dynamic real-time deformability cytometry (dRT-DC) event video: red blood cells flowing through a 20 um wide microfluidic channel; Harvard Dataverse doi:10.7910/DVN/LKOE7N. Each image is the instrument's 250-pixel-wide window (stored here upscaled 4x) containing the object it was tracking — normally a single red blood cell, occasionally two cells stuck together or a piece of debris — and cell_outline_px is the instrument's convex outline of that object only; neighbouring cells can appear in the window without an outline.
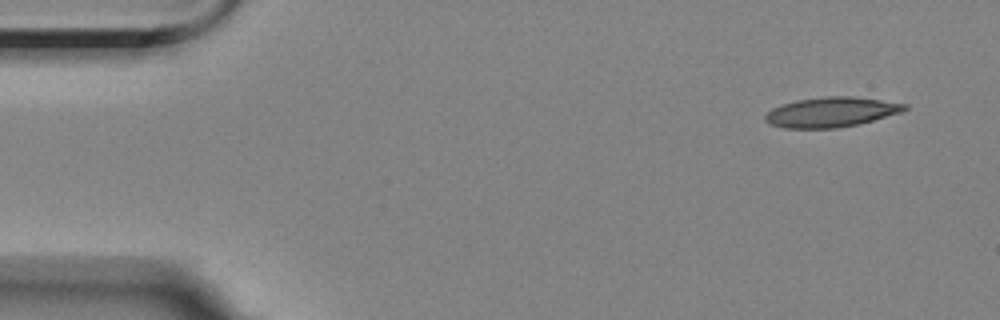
{"species": "Egyptian fruit bat (a non-hibernating species)", "species_latin": "Rousettus aegyptiacus", "temperature_condition": "room temperature", "stored_images_in_passage": 5, "camera_frame_rate_fps": 3000, "um_per_image_px": 0.085, "animal": {"sex": "female"}, "frame": {"image": 1, "passage_image": 1, "time_ms": 0.0, "image_size_px": [1000, 320], "cell_outline_px": [[908, 108], [900, 112], [860, 124], [836, 128], [784, 128], [768, 124], [764, 120], [764, 116], [772, 108], [796, 100], [828, 96], [852, 96], [908, 104]], "centroid_in_image_um": [70.63, 9.53], "position_along_channel_um": 14.4, "area_um2": 24.22}}
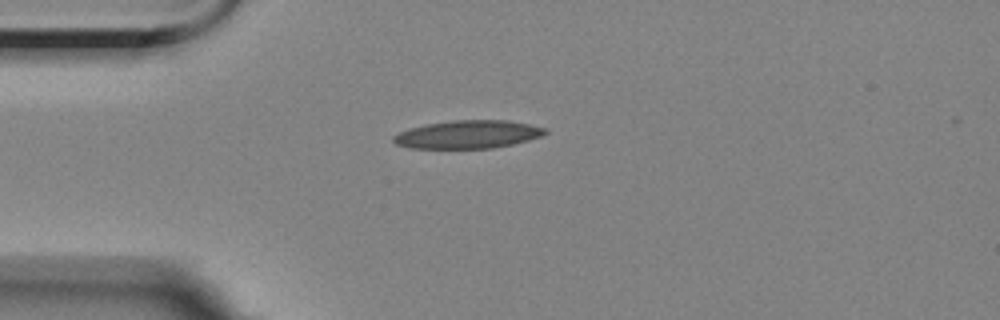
{"frame": {"image": 2, "passage_image": 4, "time_ms": 3.333, "image_size_px": [1000, 320], "cell_outline_px": [[548, 132], [540, 136], [528, 140], [512, 144], [492, 148], [408, 148], [396, 144], [392, 140], [392, 136], [400, 132], [412, 128], [428, 124], [452, 120], [508, 120], [548, 128]], "centroid_in_image_um": [39.79, 11.42], "position_along_channel_um": 45.2, "area_um2": 24.68}}
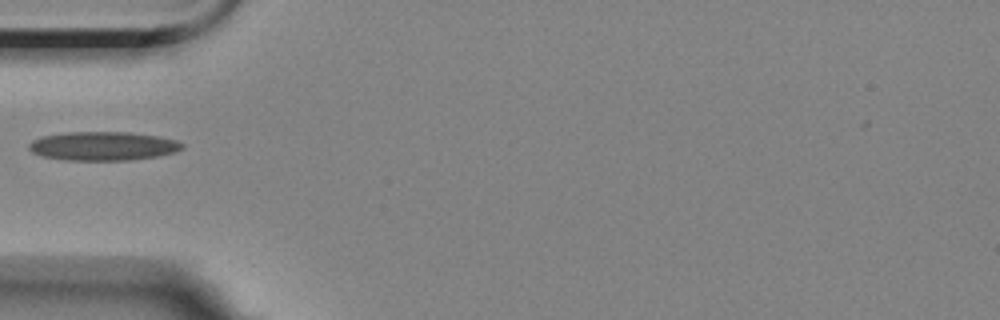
{"frame": {"image": 3, "passage_image": 5, "time_ms": 4.667, "image_size_px": [1000, 320], "cell_outline_px": [[184, 148], [176, 152], [160, 156], [132, 160], [68, 160], [44, 156], [32, 152], [28, 148], [28, 144], [32, 140], [40, 136], [64, 132], [128, 132], [160, 136], [176, 140], [184, 144]], "centroid_in_image_um": [8.79, 12.41], "position_along_channel_um": 76.2, "area_um2": 26.01}}